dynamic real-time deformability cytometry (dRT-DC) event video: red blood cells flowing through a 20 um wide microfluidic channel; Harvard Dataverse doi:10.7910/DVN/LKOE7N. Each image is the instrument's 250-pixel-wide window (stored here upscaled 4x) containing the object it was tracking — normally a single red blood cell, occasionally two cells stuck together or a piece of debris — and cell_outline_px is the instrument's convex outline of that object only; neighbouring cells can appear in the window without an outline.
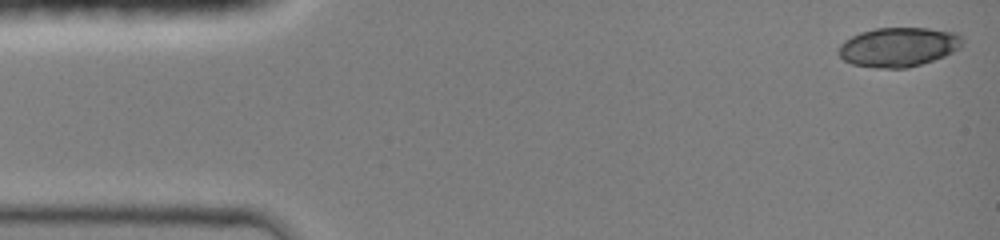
{"species": "common noctule bat (a hibernating species)", "species_latin": "Nyctalus noctula", "temperature_condition": "room temperature", "stored_images_in_passage": 43, "camera_frame_rate_fps": 3000, "um_per_image_px": 0.085, "animal": {"sex": "female", "body_mass_g": 19.0, "forearm_length_mm": 51.5}, "frame": {"image": 1, "passage_image": 1, "time_ms": 0.0, "image_size_px": [1000, 240], "cell_outline_px": [[964, 44], [960, 48], [944, 56], [908, 68], [876, 68], [852, 64], [844, 60], [840, 56], [840, 44], [844, 40], [860, 32], [876, 28], [928, 28], [956, 32], [964, 36]], "centroid_in_image_um": [76.41, 3.99], "position_along_channel_um": 8.6, "area_um2": 28.5}}
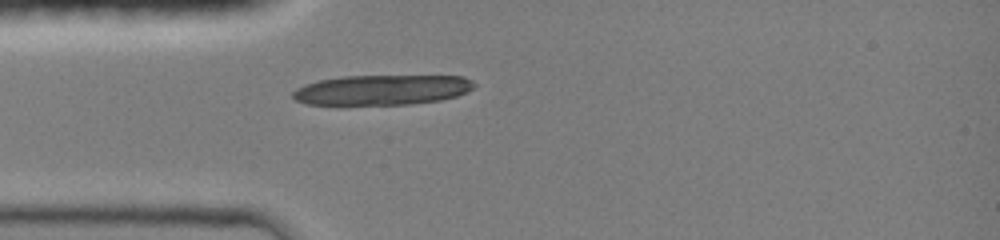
{"frame": {"image": 2, "passage_image": 12, "time_ms": 3.667, "image_size_px": [1000, 240], "cell_outline_px": [[476, 84], [472, 88], [456, 96], [440, 100], [408, 104], [308, 104], [296, 100], [292, 96], [292, 92], [296, 88], [304, 84], [320, 80], [344, 76], [464, 76], [472, 80]], "centroid_in_image_um": [32.46, 7.63], "position_along_channel_um": 52.5, "area_um2": 31.5}}